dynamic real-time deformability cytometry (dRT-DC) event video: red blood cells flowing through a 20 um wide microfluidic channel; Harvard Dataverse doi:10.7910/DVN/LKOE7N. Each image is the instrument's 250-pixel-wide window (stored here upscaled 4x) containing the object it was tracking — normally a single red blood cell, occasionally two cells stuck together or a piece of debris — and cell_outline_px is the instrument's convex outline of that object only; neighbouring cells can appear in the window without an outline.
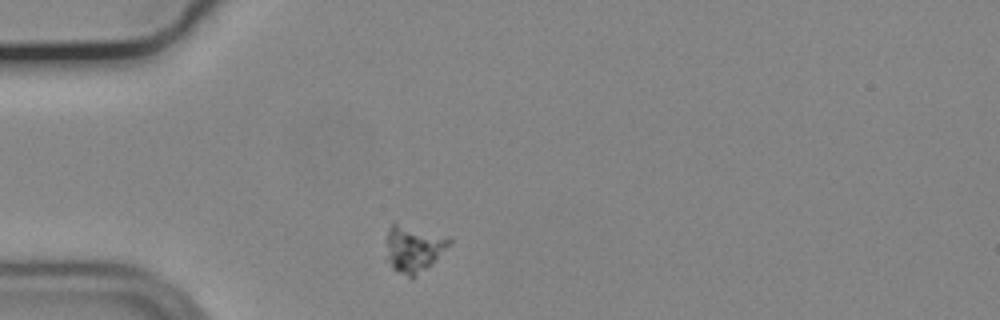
{"species": "common noctule bat (a hibernating species)", "species_latin": "Nyctalus noctula", "temperature_condition": "cold", "stored_images_in_passage": 42, "camera_frame_rate_fps": 3000, "um_per_image_px": 0.085, "animal": {"sex": "male", "body_mass_g": 19.2, "forearm_length_mm": 51.8}, "frame": {"image": 1, "passage_image": 1, "time_ms": 0.0, "image_size_px": [1000, 320], "cell_outline_px": [[452, 244], [436, 260], [412, 276], [408, 276], [396, 272], [392, 268], [384, 256], [388, 232], [392, 224], [396, 224], [452, 240]], "centroid_in_image_um": [35.09, 21.19], "position_along_channel_um": 49.9, "area_um2": 16.3}}
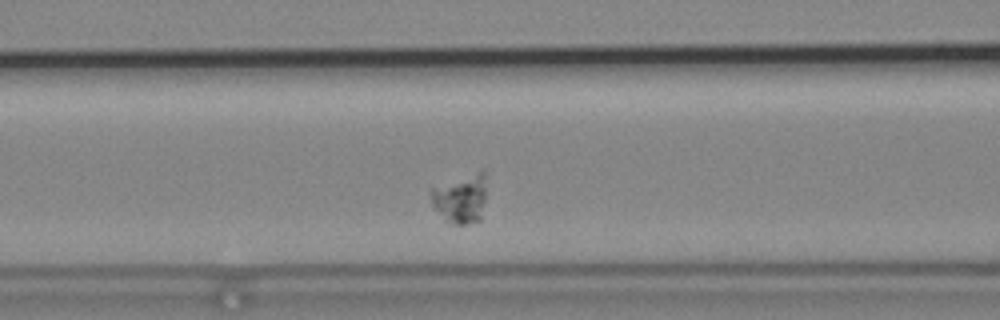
{"frame": {"image": 2, "passage_image": 9, "time_ms": 2.667, "image_size_px": [1000, 320], "cell_outline_px": [[484, 200], [480, 220], [464, 224], [448, 224], [432, 204], [428, 192], [428, 188], [484, 168]], "centroid_in_image_um": [39.1, 16.85], "position_along_channel_um": 127.5, "area_um2": 16.07}}
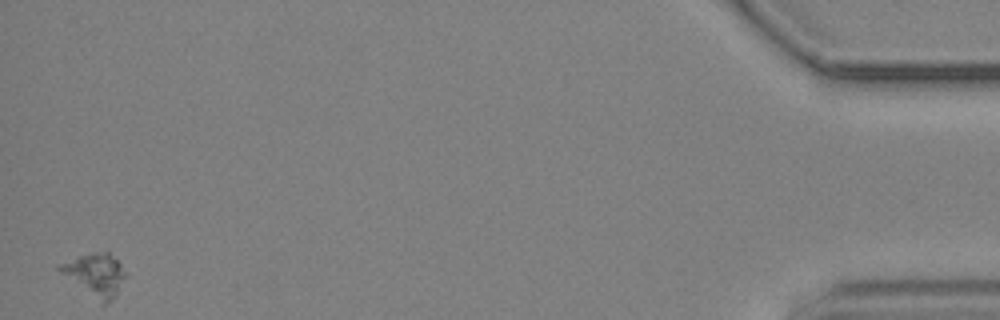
{"frame": {"image": 3, "passage_image": 42, "time_ms": 13.667, "image_size_px": [1000, 320], "cell_outline_px": [[128, 276], [116, 296], [108, 304], [100, 304], [60, 272], [56, 268], [60, 264], [76, 256], [92, 252], [108, 252], [128, 272]], "centroid_in_image_um": [8.14, 23.38], "position_along_channel_um": 427.1, "area_um2": 16.65}}